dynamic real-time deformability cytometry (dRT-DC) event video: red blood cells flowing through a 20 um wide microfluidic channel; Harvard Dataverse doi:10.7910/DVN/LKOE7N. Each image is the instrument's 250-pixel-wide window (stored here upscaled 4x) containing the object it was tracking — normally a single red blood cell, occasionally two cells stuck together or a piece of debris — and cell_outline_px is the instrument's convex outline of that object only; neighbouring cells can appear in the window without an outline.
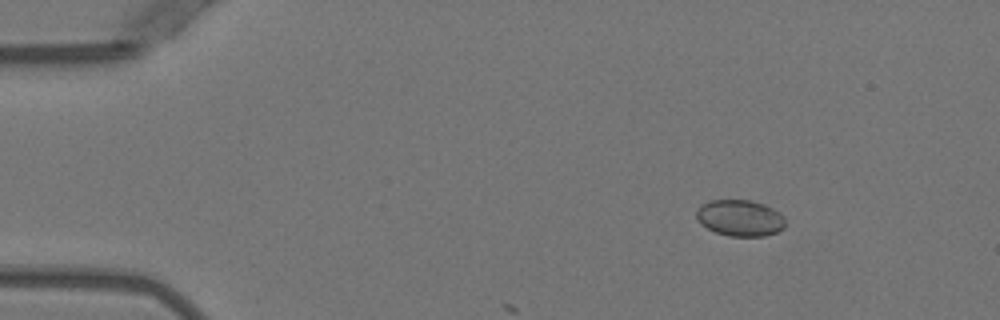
{"species": "Egyptian fruit bat (a non-hibernating species)", "species_latin": "Rousettus aegyptiacus", "temperature_condition": "warm", "stored_images_in_passage": 11, "camera_frame_rate_fps": 3000, "um_per_image_px": 0.085, "animal": {"sex": "female"}, "frame": {"image": 1, "passage_image": 7, "time_ms": 2.0, "image_size_px": [1000, 320], "cell_outline_px": [[784, 228], [776, 232], [764, 236], [728, 236], [716, 232], [700, 224], [696, 220], [696, 208], [700, 204], [708, 200], [752, 200], [764, 204], [780, 212], [784, 216]], "centroid_in_image_um": [62.86, 18.51], "position_along_channel_um": 22.1, "area_um2": 19.07}}